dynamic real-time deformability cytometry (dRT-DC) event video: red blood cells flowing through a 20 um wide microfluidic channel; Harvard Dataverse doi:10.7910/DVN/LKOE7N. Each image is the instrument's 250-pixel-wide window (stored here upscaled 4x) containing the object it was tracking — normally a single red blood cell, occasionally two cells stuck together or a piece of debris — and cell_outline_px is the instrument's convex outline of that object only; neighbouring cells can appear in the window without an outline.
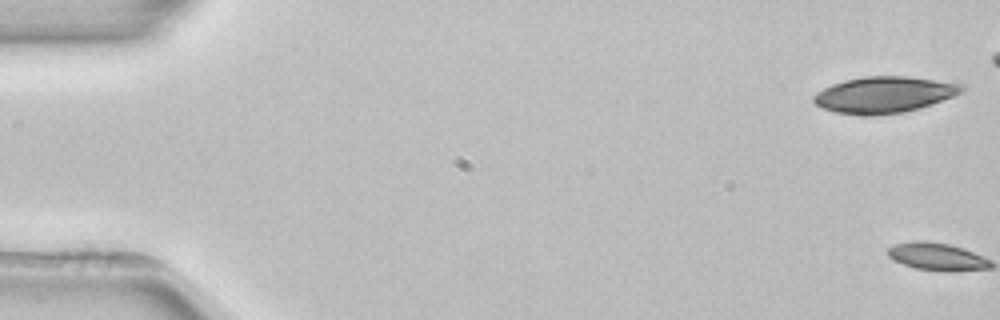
{"species": "common noctule bat (a hibernating species)", "species_latin": "Nyctalus noctula", "temperature_condition": "room temperature", "stored_images_in_passage": 5, "camera_frame_rate_fps": 3000, "um_per_image_px": 0.085, "animal": {"sex": "female", "body_mass_g": 22.7, "forearm_length_mm": 54.2}, "frame": {"image": 1, "passage_image": 1, "time_ms": 0.0, "image_size_px": [1000, 320], "cell_outline_px": [[968, 88], [952, 96], [932, 104], [920, 108], [904, 112], [868, 116], [832, 112], [820, 108], [812, 100], [812, 96], [816, 92], [832, 84], [844, 80], [864, 76], [908, 76], [964, 84]], "centroid_in_image_um": [75.12, 8.05], "position_along_channel_um": 9.9, "area_um2": 31.56}}